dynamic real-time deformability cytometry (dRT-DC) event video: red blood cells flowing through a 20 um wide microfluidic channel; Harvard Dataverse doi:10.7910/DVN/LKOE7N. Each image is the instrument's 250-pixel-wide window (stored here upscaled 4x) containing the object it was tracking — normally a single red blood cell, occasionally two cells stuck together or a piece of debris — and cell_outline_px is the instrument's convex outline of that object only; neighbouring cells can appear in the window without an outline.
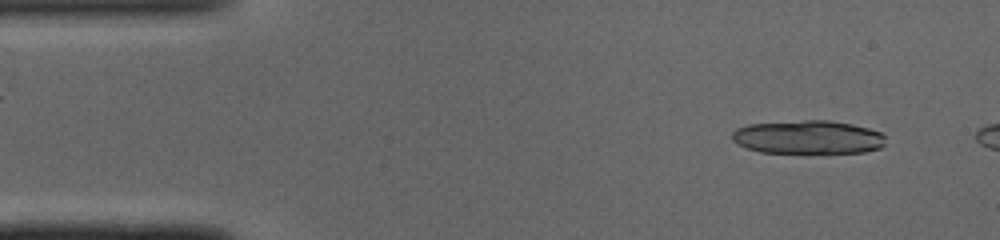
{"species": "common noctule bat (a hibernating species)", "species_latin": "Nyctalus noctula", "temperature_condition": "cold", "stored_images_in_passage": 7, "camera_frame_rate_fps": 3000, "um_per_image_px": 0.085, "animal": {"sex": "male", "body_mass_g": 19.0, "forearm_length_mm": 50.8}, "frame": {"image": 1, "passage_image": 3, "time_ms": 0.667, "image_size_px": [1000, 240], "cell_outline_px": [[884, 144], [880, 148], [864, 152], [808, 156], [760, 152], [748, 148], [732, 140], [732, 132], [736, 128], [748, 124], [804, 120], [828, 120], [852, 124], [868, 128], [880, 132], [884, 136]], "centroid_in_image_um": [68.69, 11.71], "position_along_channel_um": 16.3, "area_um2": 31.21}}